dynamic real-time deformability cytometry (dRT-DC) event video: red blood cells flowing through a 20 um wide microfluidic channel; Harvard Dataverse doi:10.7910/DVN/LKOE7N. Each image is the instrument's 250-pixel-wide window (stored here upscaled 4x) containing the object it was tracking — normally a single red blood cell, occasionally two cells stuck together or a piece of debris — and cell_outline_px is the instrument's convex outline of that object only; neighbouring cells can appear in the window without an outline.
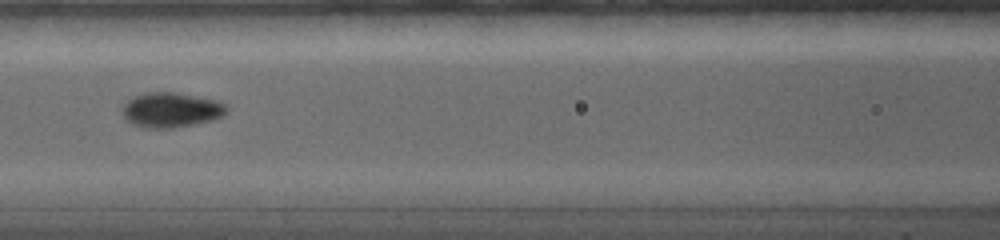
{"species": "common noctule bat (a hibernating species)", "species_latin": "Nyctalus noctula", "temperature_condition": "warm", "stored_images_in_passage": 25, "camera_frame_rate_fps": 5000, "um_per_image_px": 0.085, "animal": {"sex": "female", "body_mass_g": 19.0, "forearm_length_mm": 56.7}, "frame": {"image": 1, "passage_image": 6, "time_ms": 5.6, "image_size_px": [1000, 240], "cell_outline_px": [[228, 108], [224, 116], [212, 120], [172, 128], [148, 128], [136, 124], [128, 120], [124, 116], [124, 104], [128, 100], [136, 96], [148, 92], [172, 92], [216, 100], [228, 104]], "centroid_in_image_um": [14.61, 9.34], "position_along_channel_um": 152.0, "area_um2": 20.81}}
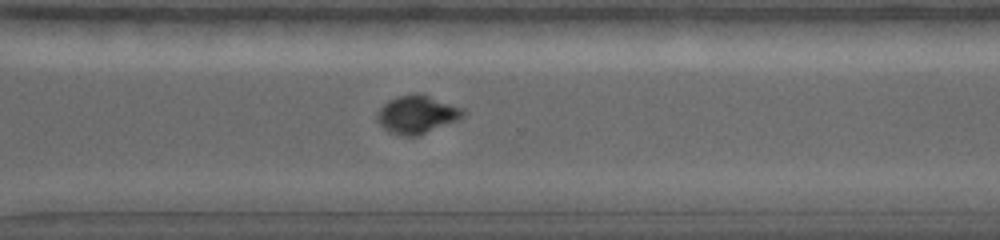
{"frame": {"image": 2, "passage_image": 11, "time_ms": 10.4, "image_size_px": [1000, 240], "cell_outline_px": [[468, 112], [460, 120], [420, 136], [404, 136], [388, 132], [376, 120], [376, 112], [388, 100], [400, 96], [416, 92], [464, 108]], "centroid_in_image_um": [35.48, 9.75], "position_along_channel_um": 335.1, "area_um2": 19.42}}
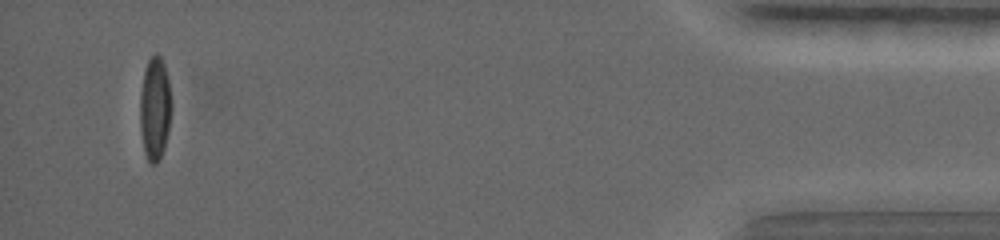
{"frame": {"image": 3, "passage_image": 22, "time_ms": 15.2, "image_size_px": [1000, 240], "cell_outline_px": [[168, 132], [164, 148], [156, 164], [152, 164], [148, 160], [144, 152], [140, 128], [140, 92], [144, 68], [148, 60], [156, 52], [160, 56], [164, 64], [168, 80]], "centroid_in_image_um": [13.1, 9.21], "position_along_channel_um": 422.1, "area_um2": 18.26}, "authors_computed_cell_mechanics": {"area_um2": 18.496, "velocity_mm_per_s": 3.8245, "shape_relaxation_time_tau1_ms": 4.9008, "shape_relaxation_time_tau2_ms": null, "deformation_change_tau1": 0.207, "deformation_change_tau2": null}}